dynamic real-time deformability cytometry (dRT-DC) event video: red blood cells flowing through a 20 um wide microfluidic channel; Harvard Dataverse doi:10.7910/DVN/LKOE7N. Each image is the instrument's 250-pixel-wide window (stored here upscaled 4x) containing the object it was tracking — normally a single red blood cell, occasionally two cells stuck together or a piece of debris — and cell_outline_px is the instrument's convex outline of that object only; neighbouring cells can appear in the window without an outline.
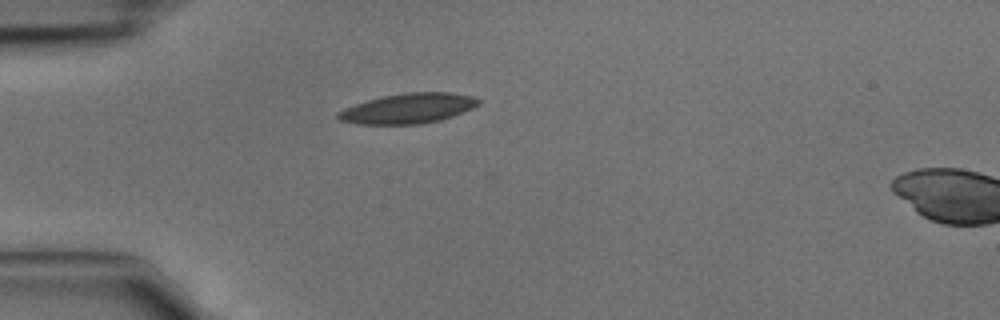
{"species": "common noctule bat (a hibernating species)", "species_latin": "Nyctalus noctula", "temperature_condition": "cold", "stored_images_in_passage": 3, "camera_frame_rate_fps": 3000, "um_per_image_px": 0.085, "animal": {"sex": "male", "body_mass_g": 15.6}, "frame": {"image": 1, "passage_image": 3, "time_ms": 0.667, "image_size_px": [1000, 320], "cell_outline_px": [[484, 100], [480, 104], [472, 108], [452, 116], [440, 120], [420, 124], [356, 124], [340, 120], [336, 116], [336, 112], [344, 108], [368, 100], [384, 96], [408, 92], [452, 92], [472, 96]], "centroid_in_image_um": [34.72, 9.21], "position_along_channel_um": 50.3, "area_um2": 24.62}}